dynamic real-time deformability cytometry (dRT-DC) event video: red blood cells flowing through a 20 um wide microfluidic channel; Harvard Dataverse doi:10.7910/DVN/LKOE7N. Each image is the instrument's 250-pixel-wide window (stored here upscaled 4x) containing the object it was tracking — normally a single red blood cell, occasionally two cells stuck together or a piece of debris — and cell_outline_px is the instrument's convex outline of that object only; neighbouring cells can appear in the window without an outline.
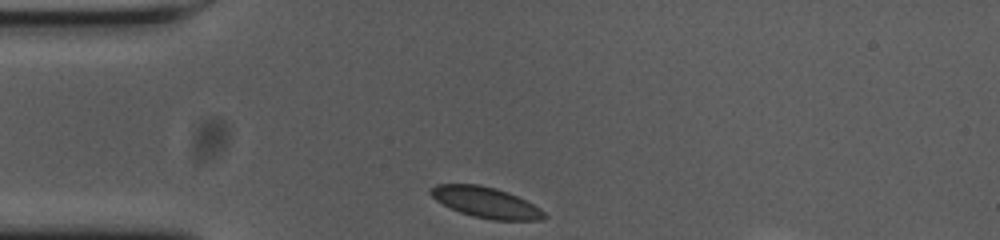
{"species": "common noctule bat (a hibernating species)", "species_latin": "Nyctalus noctula", "temperature_condition": "cold", "stored_images_in_passage": 32, "camera_frame_rate_fps": 3000, "um_per_image_px": 0.085, "animal": {"sex": "female", "body_mass_g": 23.0, "forearm_length_mm": 53.4}, "frame": {"image": 1, "passage_image": 1, "time_ms": 0.0, "image_size_px": [1000, 240], "cell_outline_px": [[548, 216], [544, 220], [492, 220], [472, 216], [460, 212], [436, 200], [428, 192], [436, 184], [480, 184], [496, 188], [508, 192], [540, 208]], "centroid_in_image_um": [41.32, 17.21], "position_along_channel_um": 43.7, "area_um2": 20.23}}
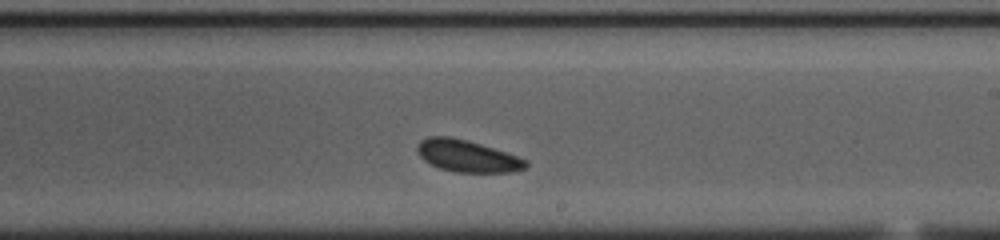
{"frame": {"image": 2, "passage_image": 20, "time_ms": 6.333, "image_size_px": [1000, 240], "cell_outline_px": [[528, 164], [524, 168], [512, 172], [456, 172], [440, 168], [424, 160], [416, 152], [416, 148], [420, 140], [428, 136], [448, 136], [468, 140], [528, 160]], "centroid_in_image_um": [39.67, 13.25], "position_along_channel_um": 249.3, "area_um2": 20.0}}
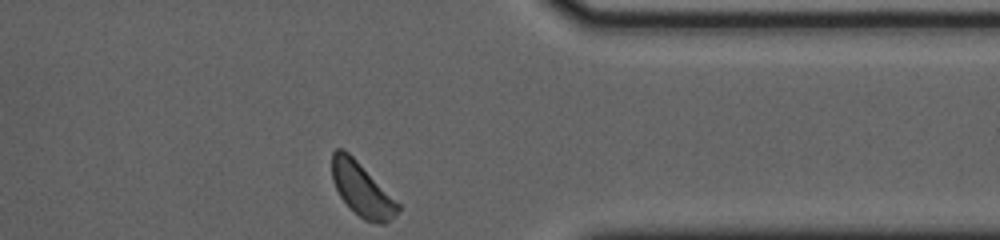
{"frame": {"image": 3, "passage_image": 32, "time_ms": 10.333, "image_size_px": [1000, 240], "cell_outline_px": [[400, 208], [396, 216], [384, 224], [376, 224], [364, 220], [340, 196], [332, 180], [332, 152], [336, 148], [344, 148], [400, 204]], "centroid_in_image_um": [30.76, 16.11], "position_along_channel_um": 380.6, "area_um2": 20.23}}